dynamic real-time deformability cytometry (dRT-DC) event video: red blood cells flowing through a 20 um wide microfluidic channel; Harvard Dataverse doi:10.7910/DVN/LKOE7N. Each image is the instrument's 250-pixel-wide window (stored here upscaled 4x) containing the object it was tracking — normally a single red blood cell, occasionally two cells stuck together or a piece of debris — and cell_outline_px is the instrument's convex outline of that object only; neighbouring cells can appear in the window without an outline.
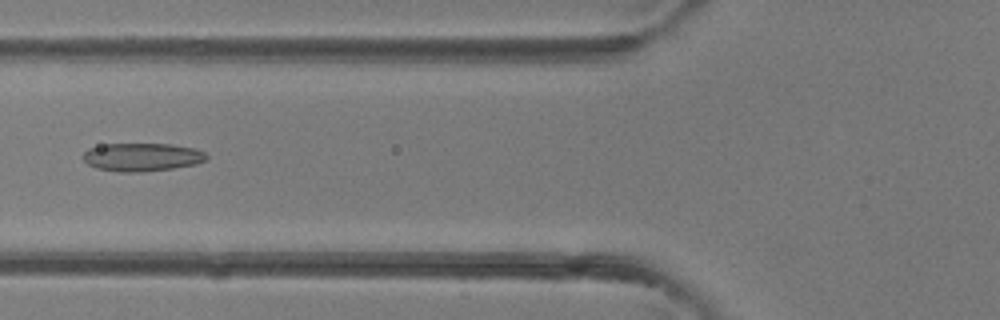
{"species": "common noctule bat (a hibernating species)", "species_latin": "Nyctalus noctula", "temperature_condition": "room temperature", "stored_images_in_passage": 30, "camera_frame_rate_fps": 3000, "um_per_image_px": 0.085, "animal": {"sex": "female"}, "frame": {"image": 1, "passage_image": 6, "time_ms": 1.667, "image_size_px": [1000, 320], "cell_outline_px": [[208, 160], [196, 164], [172, 168], [144, 172], [120, 172], [96, 168], [88, 164], [84, 160], [84, 152], [88, 148], [104, 144], [172, 144], [196, 148], [204, 152], [208, 156]], "centroid_in_image_um": [12.1, 13.35], "position_along_channel_um": 113.7, "area_um2": 20.4}}
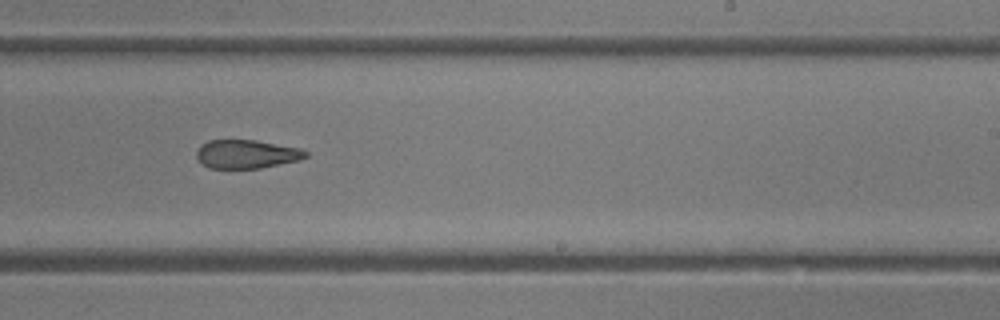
{"frame": {"image": 2, "passage_image": 15, "time_ms": 4.667, "image_size_px": [1000, 320], "cell_outline_px": [[308, 156], [300, 160], [260, 168], [208, 168], [200, 164], [196, 156], [196, 152], [200, 144], [208, 140], [256, 140], [300, 148], [308, 152]], "centroid_in_image_um": [20.93, 13.1], "position_along_channel_um": 268.1, "area_um2": 18.38}}
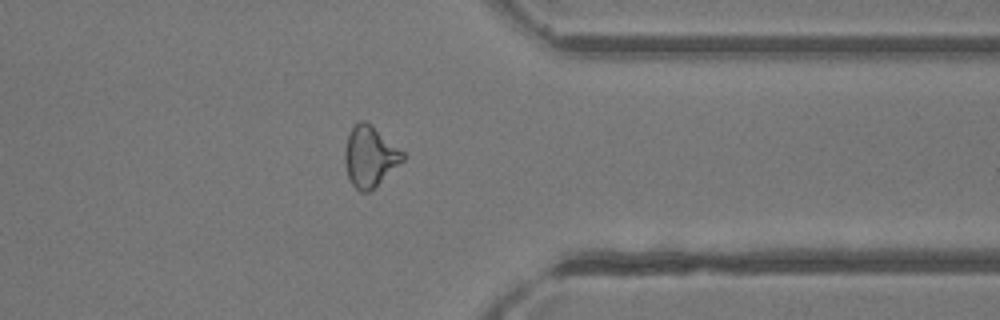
{"frame": {"image": 3, "passage_image": 22, "time_ms": 7.0, "image_size_px": [1000, 320], "cell_outline_px": [[408, 156], [404, 160], [368, 192], [360, 192], [352, 184], [348, 176], [344, 164], [344, 152], [348, 136], [352, 128], [360, 120], [364, 120], [404, 152]], "centroid_in_image_um": [31.43, 13.31], "position_along_channel_um": 380.0, "area_um2": 20.06}}